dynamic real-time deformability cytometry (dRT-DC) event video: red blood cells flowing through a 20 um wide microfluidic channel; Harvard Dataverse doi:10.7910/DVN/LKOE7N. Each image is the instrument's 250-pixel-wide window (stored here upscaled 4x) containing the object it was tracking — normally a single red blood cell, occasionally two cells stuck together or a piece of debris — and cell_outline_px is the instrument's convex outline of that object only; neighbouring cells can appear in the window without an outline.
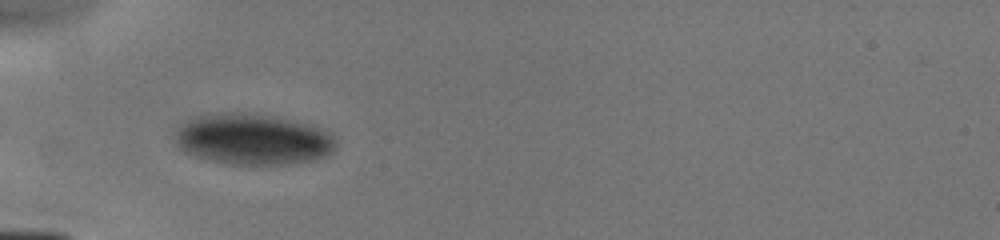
{"species": "human", "species_latin": "Homo sapiens", "temperature_condition": "cold", "stored_images_in_passage": 7, "camera_frame_rate_fps": 3000, "um_per_image_px": 0.085, "donor": {"sex": "male"}, "frame": {"image": 1, "passage_image": 7, "time_ms": 5.333, "image_size_px": [1000, 240], "cell_outline_px": [[336, 148], [328, 156], [316, 160], [288, 164], [232, 164], [212, 160], [188, 152], [180, 148], [176, 144], [176, 132], [188, 120], [196, 116], [224, 112], [232, 112], [272, 116], [292, 120], [324, 128], [332, 132], [336, 136]], "centroid_in_image_um": [21.61, 11.84], "position_along_channel_um": 63.4, "area_um2": 47.63}}